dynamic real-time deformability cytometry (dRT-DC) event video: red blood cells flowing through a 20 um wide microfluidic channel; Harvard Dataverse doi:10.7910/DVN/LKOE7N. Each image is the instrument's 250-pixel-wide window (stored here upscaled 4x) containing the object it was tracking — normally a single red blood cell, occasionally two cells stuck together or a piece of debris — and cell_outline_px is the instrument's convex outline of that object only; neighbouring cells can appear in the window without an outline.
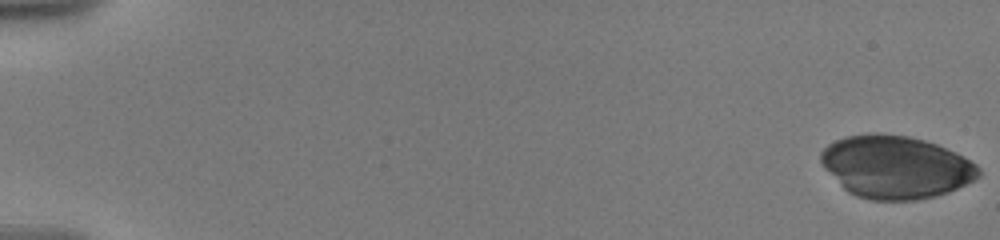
{"species": "human", "species_latin": "Homo sapiens", "temperature_condition": "warm", "stored_images_in_passage": 10, "camera_frame_rate_fps": 3000, "um_per_image_px": 0.085, "donor": {"sex": "male"}, "frame": {"image": 1, "passage_image": 1, "time_ms": 0.0, "image_size_px": [1000, 240], "cell_outline_px": [[980, 176], [948, 192], [936, 196], [916, 200], [868, 200], [856, 196], [848, 192], [824, 168], [820, 160], [820, 152], [828, 144], [844, 136], [872, 132], [876, 132], [908, 136], [924, 140], [936, 144], [956, 152], [964, 156], [976, 164], [980, 168]], "centroid_in_image_um": [76.12, 14.18], "position_along_channel_um": 8.9, "area_um2": 57.8}}
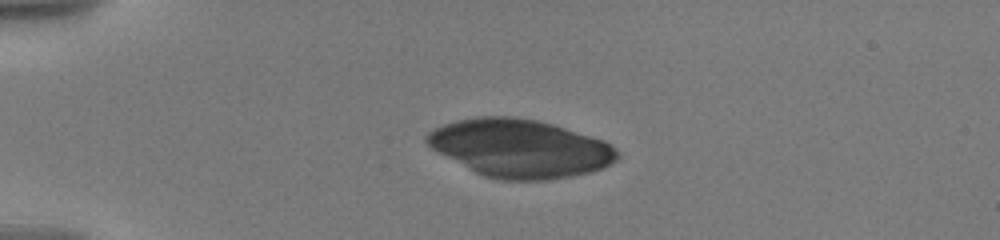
{"frame": {"image": 2, "passage_image": 7, "time_ms": 4.667, "image_size_px": [1000, 240], "cell_outline_px": [[620, 156], [612, 164], [604, 168], [592, 172], [572, 176], [548, 180], [500, 180], [484, 176], [468, 168], [432, 148], [424, 140], [424, 136], [428, 132], [444, 124], [456, 120], [476, 116], [512, 116], [536, 120], [552, 124], [592, 136], [604, 140], [612, 144], [620, 152]], "centroid_in_image_um": [44.25, 12.6], "position_along_channel_um": 40.8, "area_um2": 64.56}}